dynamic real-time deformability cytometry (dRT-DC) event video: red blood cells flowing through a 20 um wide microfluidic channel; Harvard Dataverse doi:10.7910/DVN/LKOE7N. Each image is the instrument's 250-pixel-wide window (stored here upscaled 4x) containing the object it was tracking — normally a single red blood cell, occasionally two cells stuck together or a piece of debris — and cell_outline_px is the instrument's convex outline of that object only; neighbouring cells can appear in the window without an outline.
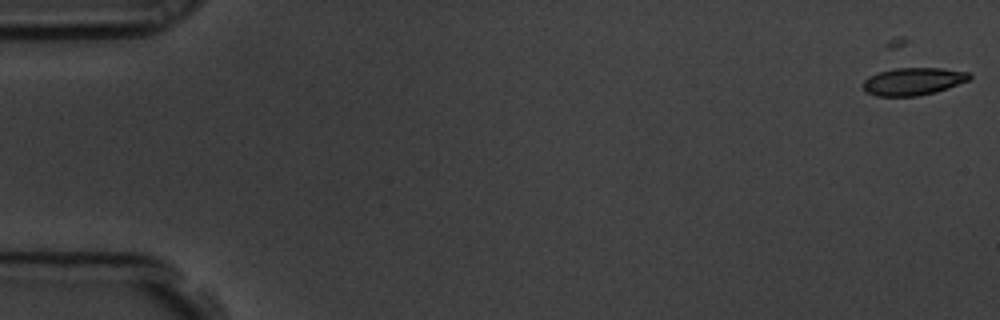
{"species": "common noctule bat (a hibernating species)", "species_latin": "Nyctalus noctula", "temperature_condition": "room temperature", "stored_images_in_passage": 58, "camera_frame_rate_fps": 3000, "um_per_image_px": 0.085, "animal": {"sex": "male", "body_mass_g": 19.5, "forearm_length_mm": 54.6}, "frame": {"image": 1, "passage_image": 1, "time_ms": 0.0, "image_size_px": [1000, 320], "cell_outline_px": [[972, 76], [968, 80], [936, 92], [916, 96], [876, 96], [864, 92], [864, 80], [868, 76], [892, 68], [940, 68], [968, 72]], "centroid_in_image_um": [77.58, 6.92], "position_along_channel_um": 7.4, "area_um2": 16.99}}
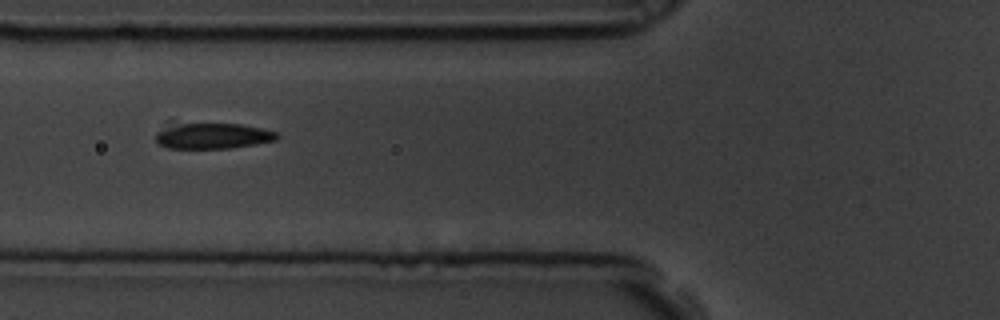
{"frame": {"image": 2, "passage_image": 22, "time_ms": 7.0, "image_size_px": [1000, 320], "cell_outline_px": [[280, 136], [276, 140], [256, 144], [232, 148], [168, 148], [160, 144], [156, 140], [156, 132], [164, 120], [172, 120], [240, 124], [260, 128], [276, 132]], "centroid_in_image_um": [17.9, 11.47], "position_along_channel_um": 107.9, "area_um2": 19.54}}
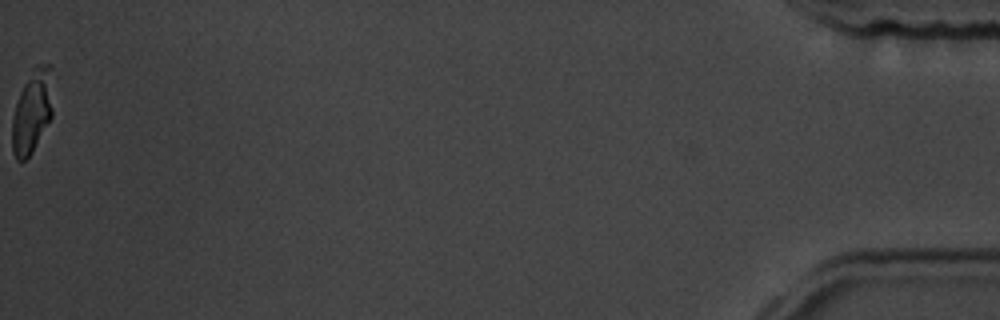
{"frame": {"image": 3, "passage_image": 58, "time_ms": 19.0, "image_size_px": [1000, 320], "cell_outline_px": [[52, 116], [28, 156], [24, 160], [16, 160], [12, 152], [12, 116], [20, 92], [32, 68], [36, 64], [52, 64]], "centroid_in_image_um": [2.74, 9.4], "position_along_channel_um": 432.5, "area_um2": 19.65}, "authors_computed_cell_mechanics": {"area_um2": 19.941, "velocity_mm_per_s": 3.5568, "shape_relaxation_time_tau1_ms": 6.4715, "shape_relaxation_time_tau2_ms": null, "deformation_change_tau1": 0.1095, "deformation_change_tau2": null}}